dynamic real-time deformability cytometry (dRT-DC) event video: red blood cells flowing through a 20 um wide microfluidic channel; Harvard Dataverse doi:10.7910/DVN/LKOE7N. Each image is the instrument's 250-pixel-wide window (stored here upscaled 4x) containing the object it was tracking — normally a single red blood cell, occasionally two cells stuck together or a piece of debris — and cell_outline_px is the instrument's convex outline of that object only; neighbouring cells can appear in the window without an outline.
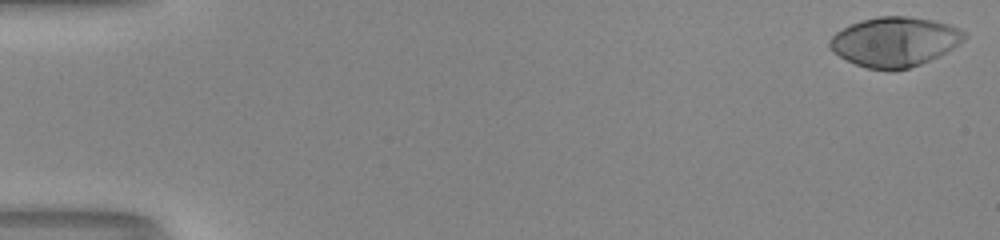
{"species": "human", "species_latin": "Homo sapiens", "temperature_condition": "room temperature", "stored_images_in_passage": 45, "camera_frame_rate_fps": 3000, "um_per_image_px": 0.085, "donor": {"sex": "male"}, "frame": {"image": 1, "passage_image": 1, "time_ms": 0.0, "image_size_px": [1000, 240], "cell_outline_px": [[968, 36], [964, 40], [940, 56], [920, 64], [908, 68], [892, 72], [888, 72], [868, 68], [856, 64], [832, 52], [828, 44], [828, 40], [836, 32], [860, 20], [880, 16], [908, 16], [932, 20], [948, 24], [960, 28], [968, 32]], "centroid_in_image_um": [76.07, 3.56], "position_along_channel_um": 8.9, "area_um2": 39.19}}
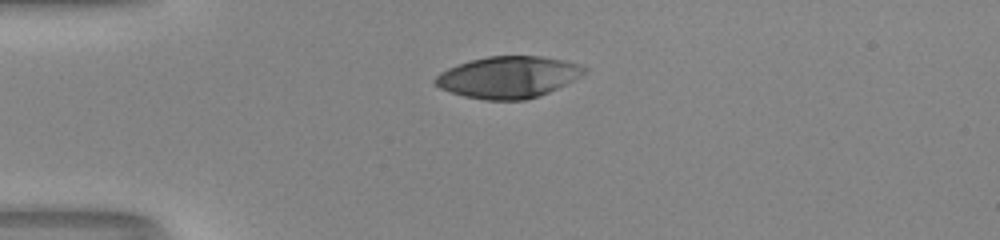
{"frame": {"image": 2, "passage_image": 14, "time_ms": 4.333, "image_size_px": [1000, 240], "cell_outline_px": [[588, 68], [580, 76], [548, 92], [524, 100], [484, 100], [464, 96], [440, 88], [432, 80], [440, 72], [456, 64], [488, 56], [540, 56], [564, 60], [580, 64]], "centroid_in_image_um": [43.17, 6.55], "position_along_channel_um": 41.8, "area_um2": 35.89}}
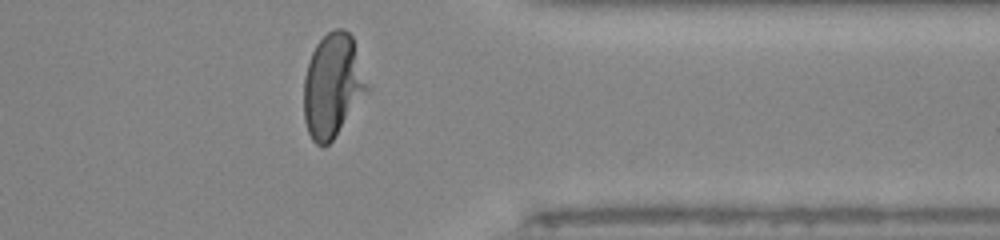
{"frame": {"image": 3, "passage_image": 42, "time_ms": 13.667, "image_size_px": [1000, 240], "cell_outline_px": [[368, 88], [332, 140], [324, 148], [316, 144], [312, 140], [308, 132], [304, 120], [304, 76], [312, 52], [316, 44], [332, 28], [344, 28], [352, 36]], "centroid_in_image_um": [28.22, 7.26], "position_along_channel_um": 383.2, "area_um2": 37.4}, "authors_computed_cell_mechanics": {"area_um2": 37.2232, "velocity_mm_per_s": 4.1171, "shape_relaxation_time_tau1_ms": 4.0588, "shape_relaxation_time_tau2_ms": null, "deformation_change_tau1": 0.2555, "deformation_change_tau2": null}}